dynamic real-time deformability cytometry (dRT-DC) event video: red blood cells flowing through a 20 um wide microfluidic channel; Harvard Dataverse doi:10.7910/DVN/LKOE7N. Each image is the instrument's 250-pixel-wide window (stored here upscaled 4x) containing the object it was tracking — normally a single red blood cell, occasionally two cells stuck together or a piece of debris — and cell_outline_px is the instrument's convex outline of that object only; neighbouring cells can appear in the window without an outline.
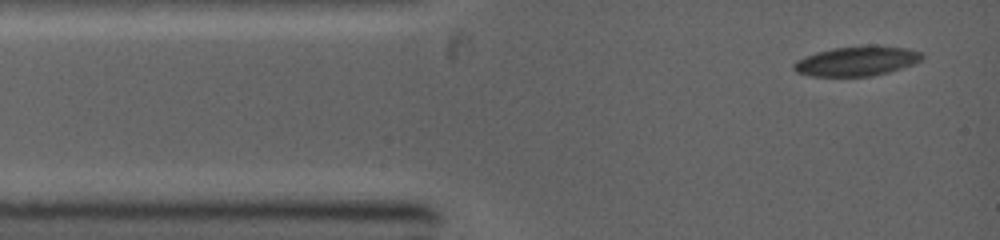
{"species": "common noctule bat (a hibernating species)", "species_latin": "Nyctalus noctula", "temperature_condition": "warm", "stored_images_in_passage": 5, "camera_frame_rate_fps": 5000, "um_per_image_px": 0.085, "animal": {"sex": "female", "body_mass_g": 19.0, "forearm_length_mm": 53.3}, "frame": {"image": 1, "passage_image": 1, "time_ms": 0.0, "image_size_px": [1000, 240], "cell_outline_px": [[924, 56], [920, 60], [912, 64], [888, 72], [872, 76], [808, 76], [796, 72], [792, 68], [792, 64], [796, 60], [816, 52], [832, 48], [908, 48], [924, 52]], "centroid_in_image_um": [72.76, 5.24], "position_along_channel_um": 12.2, "area_um2": 21.39}}
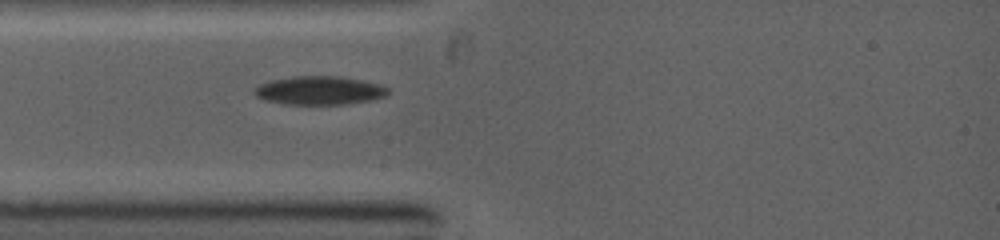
{"frame": {"image": 2, "passage_image": 5, "time_ms": 2.0, "image_size_px": [1000, 240], "cell_outline_px": [[388, 92], [384, 96], [372, 100], [344, 104], [284, 104], [264, 100], [256, 96], [252, 92], [260, 84], [268, 80], [292, 76], [340, 76], [364, 80], [380, 84], [388, 88]], "centroid_in_image_um": [27.13, 7.68], "position_along_channel_um": 57.9, "area_um2": 22.37}}